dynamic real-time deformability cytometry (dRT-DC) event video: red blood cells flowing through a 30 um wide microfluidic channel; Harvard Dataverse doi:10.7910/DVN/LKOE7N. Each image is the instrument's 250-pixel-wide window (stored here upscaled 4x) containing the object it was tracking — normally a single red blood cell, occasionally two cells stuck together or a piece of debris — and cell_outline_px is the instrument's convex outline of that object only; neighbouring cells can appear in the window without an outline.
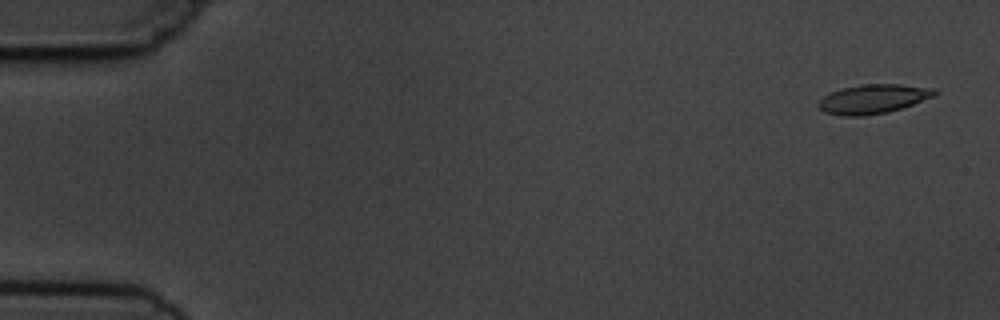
{"species": "common noctule bat (a hibernating species)", "species_latin": "Nyctalus noctula", "temperature_condition": "cold", "stored_images_in_passage": 4, "camera_frame_rate_fps": 3000, "um_per_image_px": 0.085, "animal": {"sex": "male", "body_mass_g": 19.5, "forearm_length_mm": 54.6}, "frame": {"image": 1, "passage_image": 1, "time_ms": 0.0, "image_size_px": [1000, 320], "cell_outline_px": [[940, 92], [936, 96], [888, 112], [864, 116], [844, 116], [824, 112], [816, 104], [828, 92], [844, 88], [864, 84], [900, 84], [936, 88]], "centroid_in_image_um": [74.25, 8.4], "position_along_channel_um": 10.8, "area_um2": 19.88}}
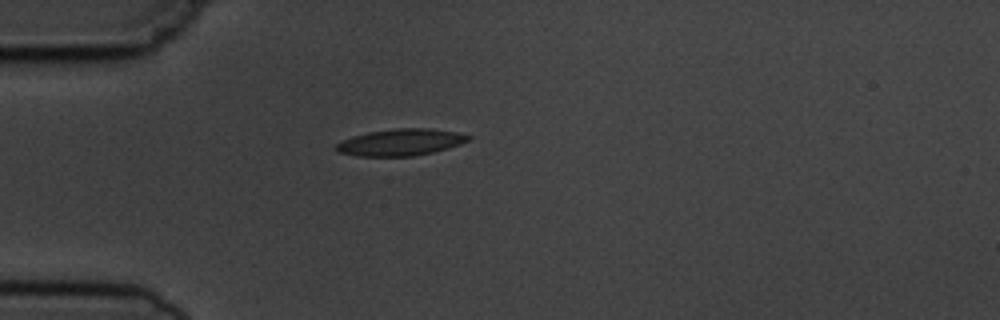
{"frame": {"image": 2, "passage_image": 4, "time_ms": 4.333, "image_size_px": [1000, 320], "cell_outline_px": [[472, 136], [468, 140], [460, 144], [448, 148], [432, 152], [412, 156], [356, 156], [336, 152], [332, 148], [336, 144], [352, 136], [368, 132], [396, 128], [428, 128], [456, 132]], "centroid_in_image_um": [34.0, 12.09], "position_along_channel_um": 51.0, "area_um2": 20.58}}